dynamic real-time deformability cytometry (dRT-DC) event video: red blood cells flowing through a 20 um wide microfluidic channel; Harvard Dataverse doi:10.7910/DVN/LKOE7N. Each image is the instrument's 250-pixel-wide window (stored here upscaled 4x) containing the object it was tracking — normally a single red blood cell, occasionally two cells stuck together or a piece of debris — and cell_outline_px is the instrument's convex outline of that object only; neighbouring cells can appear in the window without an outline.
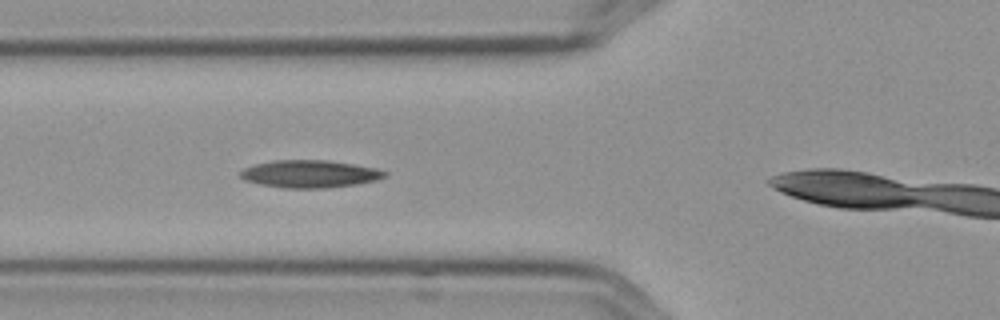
{"species": "Egyptian fruit bat (a non-hibernating species)", "species_latin": "Rousettus aegyptiacus", "temperature_condition": "cold", "stored_images_in_passage": 4, "camera_frame_rate_fps": 3000, "um_per_image_px": 0.085, "frame": {"image": 1, "passage_image": 3, "time_ms": 0.667, "image_size_px": [1000, 320], "cell_outline_px": [[388, 176], [376, 180], [356, 184], [324, 188], [284, 188], [260, 184], [244, 180], [240, 176], [240, 172], [244, 168], [256, 164], [276, 160], [328, 160], [376, 168], [388, 172]], "centroid_in_image_um": [26.35, 14.78], "position_along_channel_um": 99.5, "area_um2": 23.06}}